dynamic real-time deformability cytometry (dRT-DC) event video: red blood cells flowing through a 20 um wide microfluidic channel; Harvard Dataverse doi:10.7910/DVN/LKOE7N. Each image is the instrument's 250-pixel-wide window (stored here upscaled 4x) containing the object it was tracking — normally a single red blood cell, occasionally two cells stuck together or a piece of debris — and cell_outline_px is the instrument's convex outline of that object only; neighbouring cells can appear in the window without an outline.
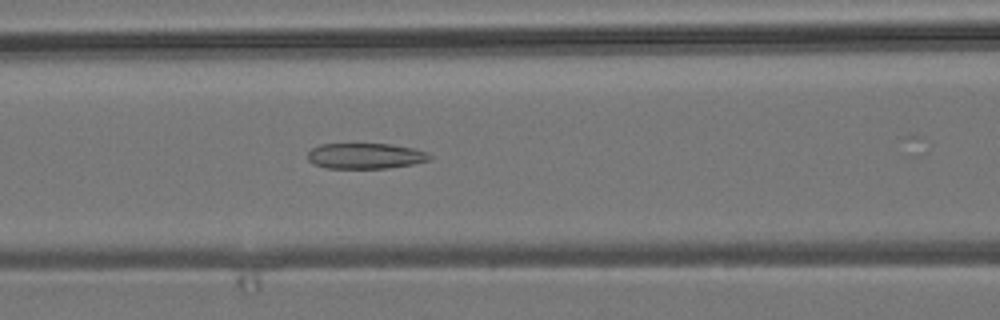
{"species": "common noctule bat (a hibernating species)", "species_latin": "Nyctalus noctula", "temperature_condition": "room temperature", "stored_images_in_passage": 39, "camera_frame_rate_fps": 3000, "um_per_image_px": 0.085, "animal": {"sex": "male", "body_mass_g": 19.2, "forearm_length_mm": 51.8}, "frame": {"image": 1, "passage_image": 10, "time_ms": 3.0, "image_size_px": [1000, 320], "cell_outline_px": [[432, 160], [412, 164], [388, 168], [328, 168], [312, 164], [308, 160], [308, 152], [312, 148], [320, 144], [392, 144], [412, 148], [428, 152], [432, 156]], "centroid_in_image_um": [31.07, 13.25], "position_along_channel_um": 135.5, "area_um2": 18.32}}
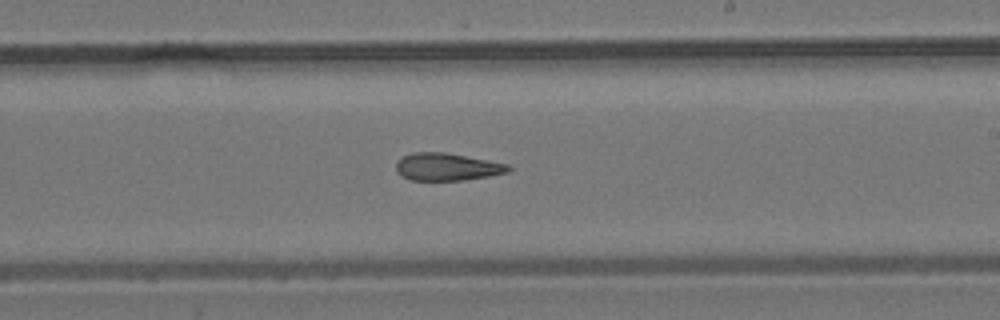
{"frame": {"image": 2, "passage_image": 19, "time_ms": 6.0, "image_size_px": [1000, 320], "cell_outline_px": [[512, 168], [508, 172], [488, 176], [464, 180], [408, 180], [400, 176], [396, 172], [396, 160], [412, 152], [444, 152], [508, 164]], "centroid_in_image_um": [37.94, 14.19], "position_along_channel_um": 251.1, "area_um2": 18.03}}
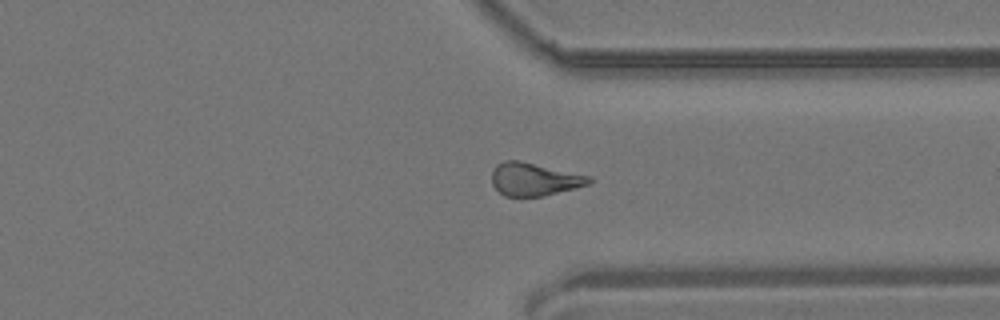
{"frame": {"image": 3, "passage_image": 28, "time_ms": 9.0, "image_size_px": [1000, 320], "cell_outline_px": [[592, 180], [588, 184], [544, 196], [504, 196], [492, 184], [492, 172], [496, 164], [504, 160], [520, 160], [588, 176]], "centroid_in_image_um": [45.35, 15.23], "position_along_channel_um": 366.1, "area_um2": 18.38}, "authors_computed_cell_mechanics": {"area_um2": 18.6694, "velocity_mm_per_s": 3.8533, "shape_relaxation_time_tau1_ms": null, "shape_relaxation_time_tau2_ms": 2.8321, "deformation_change_tau1": null, "deformation_change_tau2": 0.123}}